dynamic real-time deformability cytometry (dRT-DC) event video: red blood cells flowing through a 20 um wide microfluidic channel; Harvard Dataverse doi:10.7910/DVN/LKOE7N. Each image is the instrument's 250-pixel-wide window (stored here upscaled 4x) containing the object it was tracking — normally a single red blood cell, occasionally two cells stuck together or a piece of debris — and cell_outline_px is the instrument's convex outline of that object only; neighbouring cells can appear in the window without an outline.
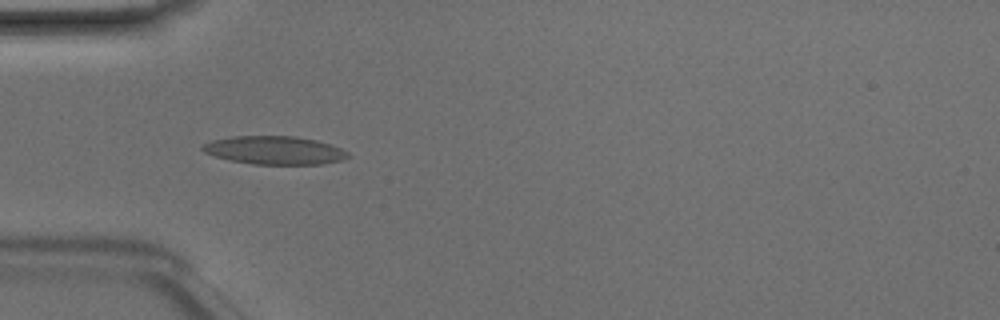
{"species": "Egyptian fruit bat (a non-hibernating species)", "species_latin": "Rousettus aegyptiacus", "temperature_condition": "room temperature", "stored_images_in_passage": 34, "camera_frame_rate_fps": 3000, "um_per_image_px": 0.085, "animal": {"sex": "male"}, "frame": {"image": 1, "passage_image": 1, "time_ms": 0.0, "image_size_px": [1000, 320], "cell_outline_px": [[348, 156], [340, 160], [320, 164], [252, 164], [232, 160], [216, 156], [204, 152], [200, 148], [200, 144], [212, 140], [232, 136], [296, 136], [316, 140], [340, 148], [348, 152]], "centroid_in_image_um": [23.28, 12.76], "position_along_channel_um": 61.7, "area_um2": 23.76}}
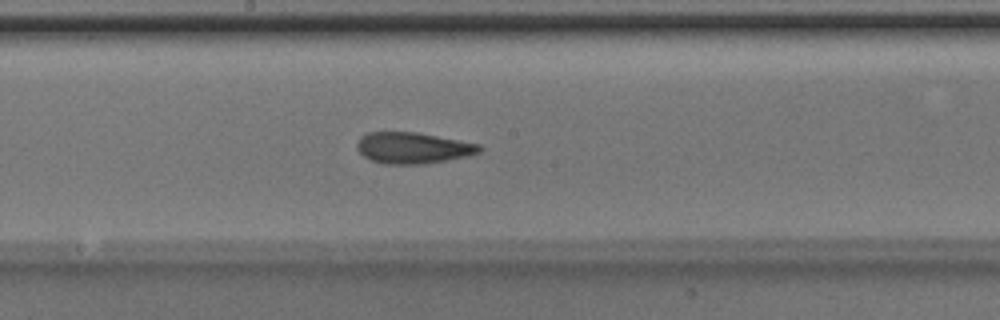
{"frame": {"image": 2, "passage_image": 12, "time_ms": 3.667, "image_size_px": [1000, 320], "cell_outline_px": [[484, 148], [480, 152], [468, 156], [448, 160], [424, 164], [384, 164], [372, 160], [364, 156], [356, 148], [356, 144], [360, 136], [368, 132], [416, 132], [480, 144]], "centroid_in_image_um": [35.1, 12.57], "position_along_channel_um": 213.1, "area_um2": 22.37}}
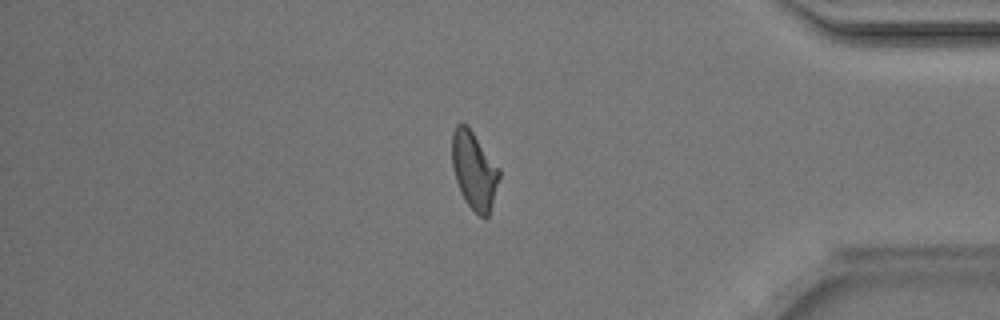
{"frame": {"image": 3, "passage_image": 27, "time_ms": 8.667, "image_size_px": [1000, 320], "cell_outline_px": [[500, 176], [488, 216], [480, 216], [468, 204], [460, 192], [452, 168], [452, 132], [456, 124], [468, 124], [500, 168]], "centroid_in_image_um": [40.29, 14.41], "position_along_channel_um": 394.9, "area_um2": 21.33}, "authors_computed_cell_mechanics": {"area_um2": 21.675, "velocity_mm_per_s": 4.186, "shape_relaxation_time_tau1_ms": null, "shape_relaxation_time_tau2_ms": 2.8011, "deformation_change_tau1": null, "deformation_change_tau2": 0.1222}}